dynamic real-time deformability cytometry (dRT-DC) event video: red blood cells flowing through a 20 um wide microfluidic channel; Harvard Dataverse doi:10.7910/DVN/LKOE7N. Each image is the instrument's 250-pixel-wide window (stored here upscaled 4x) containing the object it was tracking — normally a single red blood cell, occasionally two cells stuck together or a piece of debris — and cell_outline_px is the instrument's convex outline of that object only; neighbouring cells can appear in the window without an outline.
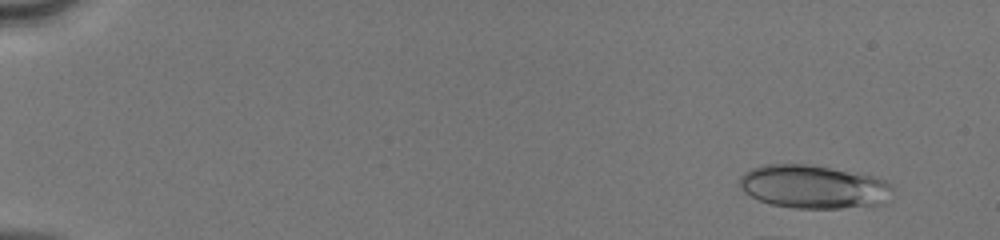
{"species": "human", "species_latin": "Homo sapiens", "temperature_condition": "cold", "stored_images_in_passage": 10, "camera_frame_rate_fps": 3000, "um_per_image_px": 0.085, "donor": {"sex": "male"}, "frame": {"image": 1, "passage_image": 4, "time_ms": 1.0, "image_size_px": [1000, 240], "cell_outline_px": [[892, 200], [888, 204], [840, 208], [796, 208], [772, 204], [760, 200], [744, 192], [740, 188], [740, 176], [744, 172], [752, 168], [768, 164], [808, 164], [872, 176], [884, 180], [892, 184]], "centroid_in_image_um": [69.2, 15.89], "position_along_channel_um": 15.8, "area_um2": 38.78}}